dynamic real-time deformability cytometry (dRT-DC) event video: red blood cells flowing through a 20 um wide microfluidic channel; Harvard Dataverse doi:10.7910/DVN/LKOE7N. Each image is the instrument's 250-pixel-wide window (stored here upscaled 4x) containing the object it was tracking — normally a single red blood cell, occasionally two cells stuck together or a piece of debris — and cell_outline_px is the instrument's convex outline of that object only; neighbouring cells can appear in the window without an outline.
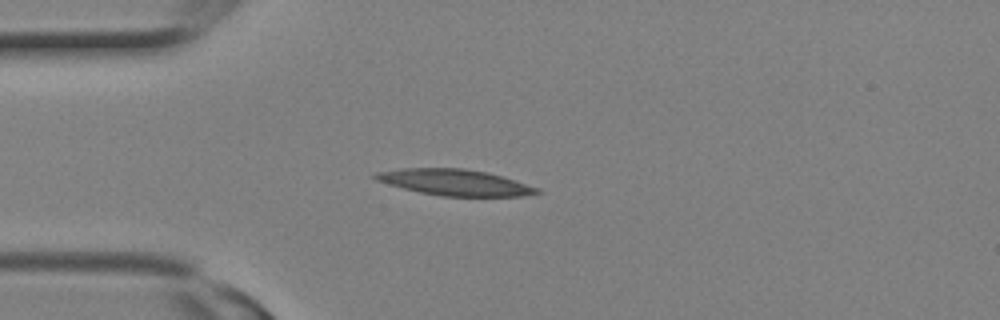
{"species": "Egyptian fruit bat (a non-hibernating species)", "species_latin": "Rousettus aegyptiacus", "temperature_condition": "room temperature", "stored_images_in_passage": 11, "camera_frame_rate_fps": 3000, "um_per_image_px": 0.085, "animal": {"sex": "female"}, "frame": {"image": 1, "passage_image": 7, "time_ms": 2.0, "image_size_px": [1000, 320], "cell_outline_px": [[544, 192], [524, 196], [440, 196], [420, 192], [388, 184], [376, 180], [368, 176], [376, 172], [400, 168], [464, 168], [488, 172], [540, 188]], "centroid_in_image_um": [38.65, 15.5], "position_along_channel_um": 46.4, "area_um2": 24.74}}
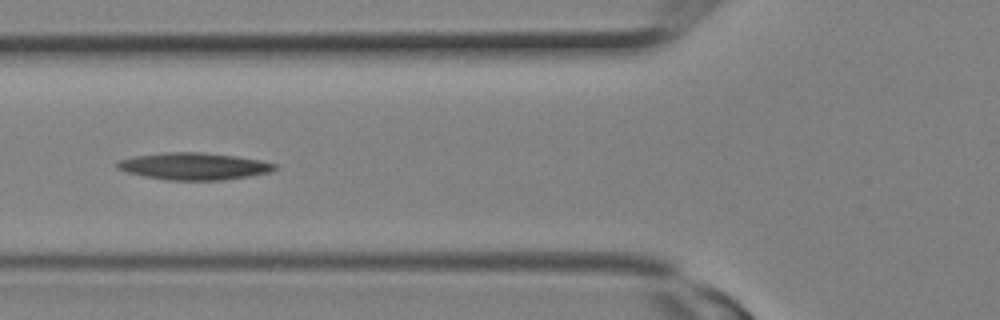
{"frame": {"image": 2, "passage_image": 10, "time_ms": 3.0, "image_size_px": [1000, 320], "cell_outline_px": [[276, 168], [268, 172], [248, 176], [220, 180], [168, 180], [144, 176], [128, 172], [116, 168], [116, 160], [132, 156], [164, 152], [200, 152], [236, 156], [260, 160], [276, 164]], "centroid_in_image_um": [16.41, 14.12], "position_along_channel_um": 109.4, "area_um2": 24.74}}